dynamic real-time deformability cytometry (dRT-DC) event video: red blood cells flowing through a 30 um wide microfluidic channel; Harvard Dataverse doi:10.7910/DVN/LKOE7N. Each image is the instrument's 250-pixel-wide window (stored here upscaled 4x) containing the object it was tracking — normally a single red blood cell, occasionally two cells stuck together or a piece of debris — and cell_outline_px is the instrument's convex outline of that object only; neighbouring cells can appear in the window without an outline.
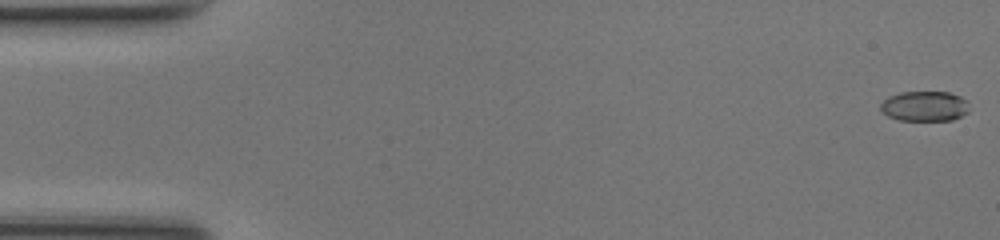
{"species": "common noctule bat (a hibernating species)", "species_latin": "Nyctalus noctula", "temperature_condition": "room temperature", "stored_images_in_passage": 49, "camera_frame_rate_fps": 3000, "um_per_image_px": 0.085, "animal": {"sex": "female", "body_mass_g": 17.0, "forearm_length_mm": 48.0}, "frame": {"image": 1, "passage_image": 1, "time_ms": 0.0, "image_size_px": [1000, 240], "cell_outline_px": [[968, 112], [952, 120], [900, 120], [888, 116], [880, 108], [880, 104], [888, 96], [900, 92], [948, 92], [960, 96], [968, 100]], "centroid_in_image_um": [78.6, 9.01], "position_along_channel_um": 6.4, "area_um2": 15.55}}
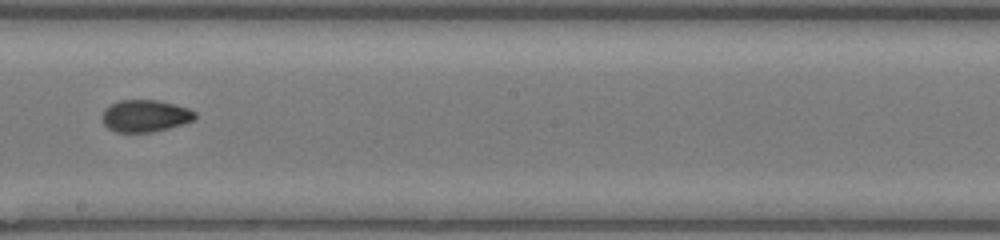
{"frame": {"image": 2, "passage_image": 28, "time_ms": 9.0, "image_size_px": [1000, 240], "cell_outline_px": [[196, 116], [192, 120], [184, 124], [152, 132], [116, 132], [108, 128], [100, 120], [100, 116], [104, 108], [120, 100], [156, 100], [188, 108], [196, 112]], "centroid_in_image_um": [12.29, 9.85], "position_along_channel_um": 235.9, "area_um2": 17.4}}
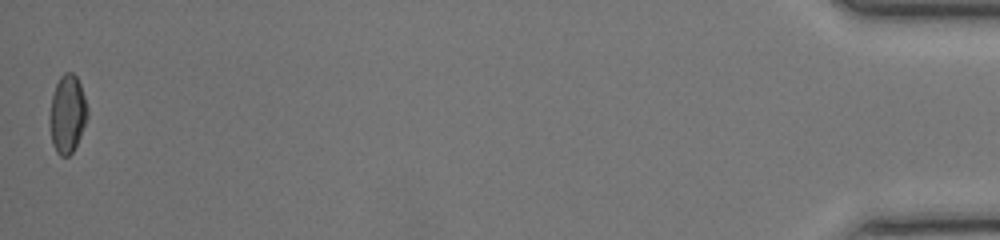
{"frame": {"image": 3, "passage_image": 49, "time_ms": 16.0, "image_size_px": [1000, 240], "cell_outline_px": [[88, 116], [80, 136], [72, 152], [68, 156], [60, 156], [56, 152], [52, 144], [48, 120], [52, 96], [56, 84], [60, 76], [64, 72], [72, 72], [76, 76], [80, 84], [88, 108]], "centroid_in_image_um": [5.71, 9.69], "position_along_channel_um": 429.5, "area_um2": 17.28}, "authors_computed_cell_mechanics": {"area_um2": 17.1088, "velocity_mm_per_s": 4.2603, "shape_relaxation_time_tau1_ms": 8.138, "shape_relaxation_time_tau2_ms": 1.9491, "deformation_change_tau1": 0.1928, "deformation_change_tau2": 0.0644}}